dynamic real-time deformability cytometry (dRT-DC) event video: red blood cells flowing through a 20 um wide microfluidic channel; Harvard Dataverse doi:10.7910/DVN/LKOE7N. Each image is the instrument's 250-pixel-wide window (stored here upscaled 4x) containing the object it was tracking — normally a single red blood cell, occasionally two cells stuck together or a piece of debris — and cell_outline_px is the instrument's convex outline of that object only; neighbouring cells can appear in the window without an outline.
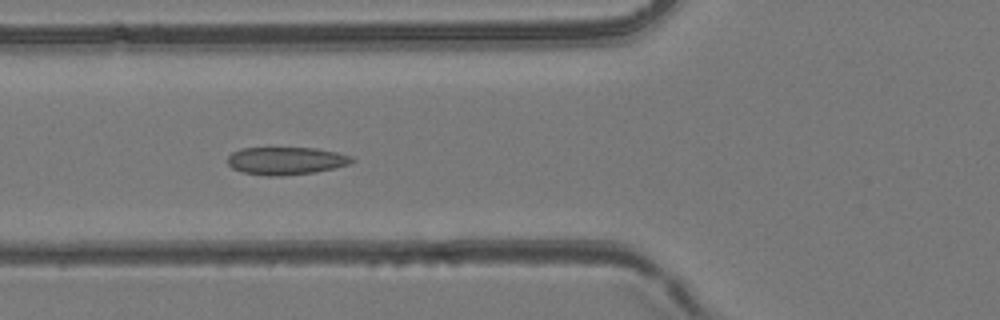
{"species": "common noctule bat (a hibernating species)", "species_latin": "Nyctalus noctula", "temperature_condition": "room temperature", "stored_images_in_passage": 49, "camera_frame_rate_fps": 3000, "um_per_image_px": 0.085, "animal": {"sex": "female", "body_mass_g": 24.6, "forearm_length_mm": 56.2}, "frame": {"image": 1, "passage_image": 19, "time_ms": 6.0, "image_size_px": [1000, 320], "cell_outline_px": [[356, 160], [348, 164], [316, 172], [280, 176], [268, 176], [240, 172], [232, 168], [228, 164], [228, 156], [232, 152], [240, 148], [316, 148], [336, 152], [352, 156]], "centroid_in_image_um": [24.28, 13.67], "position_along_channel_um": 101.5, "area_um2": 20.11}}
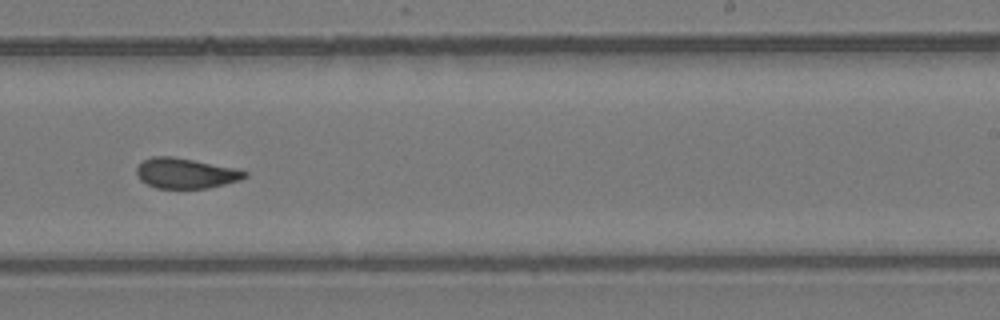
{"frame": {"image": 2, "passage_image": 31, "time_ms": 10.0, "image_size_px": [1000, 320], "cell_outline_px": [[248, 176], [240, 180], [208, 188], [156, 188], [140, 180], [136, 172], [136, 168], [144, 160], [152, 156], [172, 156], [236, 168], [248, 172]], "centroid_in_image_um": [15.79, 14.72], "position_along_channel_um": 273.2, "area_um2": 19.02}}
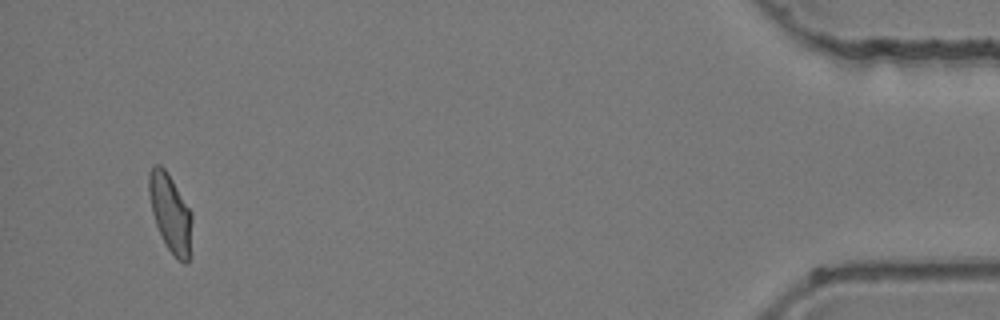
{"frame": {"image": 3, "passage_image": 47, "time_ms": 15.333, "image_size_px": [1000, 320], "cell_outline_px": [[192, 220], [188, 264], [184, 264], [168, 248], [156, 224], [152, 212], [148, 192], [148, 172], [152, 164], [160, 164], [164, 168], [172, 180], [192, 212]], "centroid_in_image_um": [14.46, 18.04], "position_along_channel_um": 420.7, "area_um2": 19.31}}